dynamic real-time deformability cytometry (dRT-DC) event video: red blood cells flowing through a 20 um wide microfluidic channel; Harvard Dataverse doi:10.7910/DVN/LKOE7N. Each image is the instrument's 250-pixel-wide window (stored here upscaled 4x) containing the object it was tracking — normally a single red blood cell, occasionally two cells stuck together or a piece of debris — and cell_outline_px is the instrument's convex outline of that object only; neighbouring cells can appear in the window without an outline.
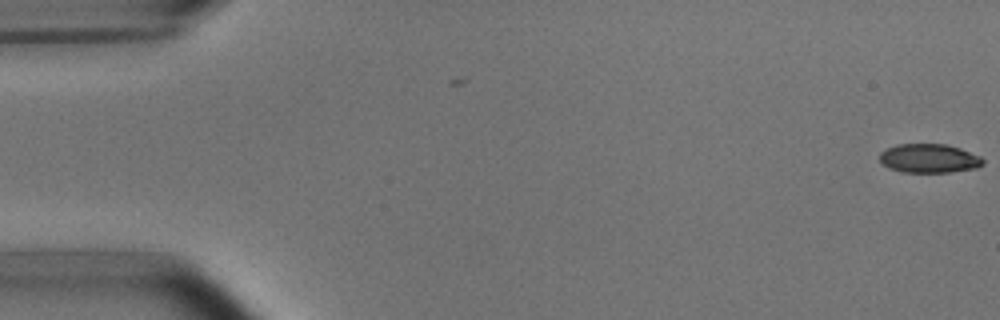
{"species": "common noctule bat (a hibernating species)", "species_latin": "Nyctalus noctula", "temperature_condition": "room temperature", "stored_images_in_passage": 5, "camera_frame_rate_fps": 3000, "um_per_image_px": 0.085, "animal": {"sex": "male", "body_mass_g": 15.6}, "frame": {"image": 1, "passage_image": 5, "time_ms": 1.333, "image_size_px": [1000, 320], "cell_outline_px": [[984, 164], [976, 168], [952, 172], [904, 172], [888, 168], [880, 160], [880, 152], [896, 144], [948, 144], [960, 148], [980, 156], [984, 160]], "centroid_in_image_um": [78.99, 13.46], "position_along_channel_um": 6.0, "area_um2": 17.46}}